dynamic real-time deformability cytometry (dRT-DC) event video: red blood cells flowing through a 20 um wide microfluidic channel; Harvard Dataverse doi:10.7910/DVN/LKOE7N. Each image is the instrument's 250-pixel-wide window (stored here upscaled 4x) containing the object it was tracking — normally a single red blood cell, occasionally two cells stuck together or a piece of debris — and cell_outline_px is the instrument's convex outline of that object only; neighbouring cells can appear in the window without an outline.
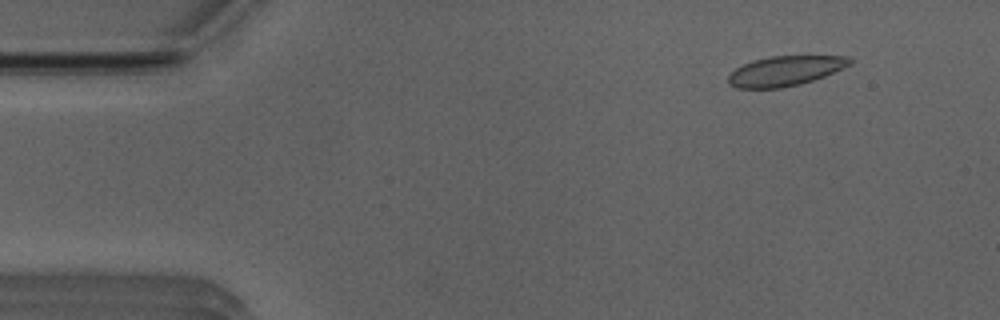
{"species": "Egyptian fruit bat (a non-hibernating species)", "species_latin": "Rousettus aegyptiacus", "temperature_condition": "room temperature", "stored_images_in_passage": 50, "camera_frame_rate_fps": 3000, "um_per_image_px": 0.085, "animal": {"sex": "male"}, "frame": {"image": 1, "passage_image": 4, "time_ms": 1.0, "image_size_px": [1000, 320], "cell_outline_px": [[852, 64], [824, 76], [800, 84], [780, 88], [736, 88], [728, 84], [728, 76], [736, 68], [752, 60], [772, 56], [848, 56], [852, 60]], "centroid_in_image_um": [66.73, 6.03], "position_along_channel_um": 18.3, "area_um2": 21.04}}
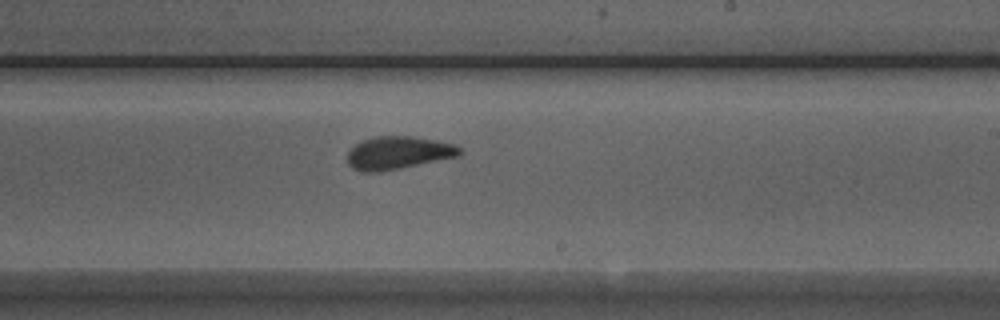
{"frame": {"image": 2, "passage_image": 29, "time_ms": 9.333, "image_size_px": [1000, 320], "cell_outline_px": [[464, 152], [460, 156], [380, 172], [360, 172], [352, 168], [348, 164], [348, 152], [356, 144], [364, 140], [376, 136], [412, 136], [436, 140], [456, 144]], "centroid_in_image_um": [33.88, 12.99], "position_along_channel_um": 255.1, "area_um2": 21.62}}
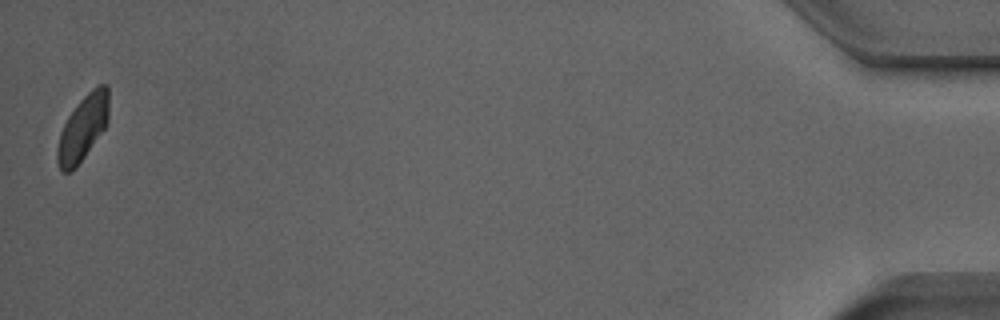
{"frame": {"image": 3, "passage_image": 50, "time_ms": 16.333, "image_size_px": [1000, 320], "cell_outline_px": [[108, 120], [104, 128], [84, 156], [72, 172], [60, 172], [56, 160], [56, 148], [60, 132], [68, 116], [80, 100], [92, 88], [100, 84], [108, 84]], "centroid_in_image_um": [7.01, 10.89], "position_along_channel_um": 428.2, "area_um2": 19.48}, "authors_computed_cell_mechanics": {"area_um2": 21.1548, "velocity_mm_per_s": 3.9106, "shape_relaxation_time_tau1_ms": 5.1445, "shape_relaxation_time_tau2_ms": 2.0997, "deformation_change_tau1": 0.1275, "deformation_change_tau2": 0.0545}}